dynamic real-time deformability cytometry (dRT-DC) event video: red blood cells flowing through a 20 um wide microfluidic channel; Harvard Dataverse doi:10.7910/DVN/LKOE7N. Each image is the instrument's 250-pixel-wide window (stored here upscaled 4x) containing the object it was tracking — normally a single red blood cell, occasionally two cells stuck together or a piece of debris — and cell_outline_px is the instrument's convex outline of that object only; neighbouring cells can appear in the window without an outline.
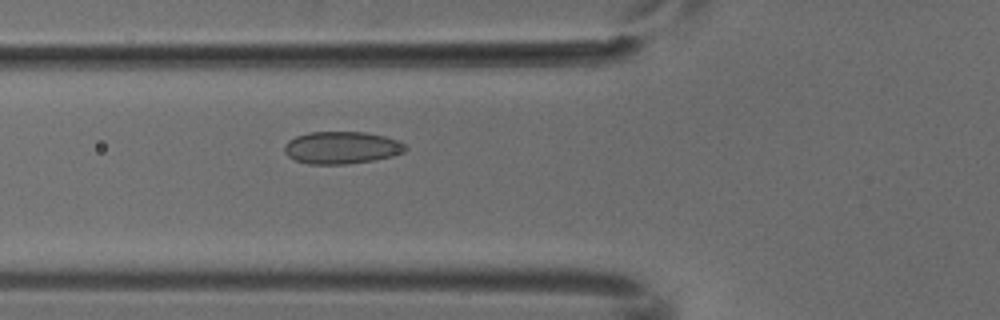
{"species": "common noctule bat (a hibernating species)", "species_latin": "Nyctalus noctula", "temperature_condition": "cold", "stored_images_in_passage": 3, "camera_frame_rate_fps": 3000, "um_per_image_px": 0.085, "animal": {"sex": "male", "body_mass_g": 18.8}, "frame": {"image": 1, "passage_image": 3, "time_ms": 0.667, "image_size_px": [1000, 320], "cell_outline_px": [[408, 148], [404, 152], [392, 156], [372, 160], [348, 164], [308, 164], [296, 160], [288, 156], [284, 152], [284, 144], [288, 140], [296, 136], [308, 132], [364, 132], [384, 136], [400, 140]], "centroid_in_image_um": [29.03, 12.55], "position_along_channel_um": 96.8, "area_um2": 22.89}}